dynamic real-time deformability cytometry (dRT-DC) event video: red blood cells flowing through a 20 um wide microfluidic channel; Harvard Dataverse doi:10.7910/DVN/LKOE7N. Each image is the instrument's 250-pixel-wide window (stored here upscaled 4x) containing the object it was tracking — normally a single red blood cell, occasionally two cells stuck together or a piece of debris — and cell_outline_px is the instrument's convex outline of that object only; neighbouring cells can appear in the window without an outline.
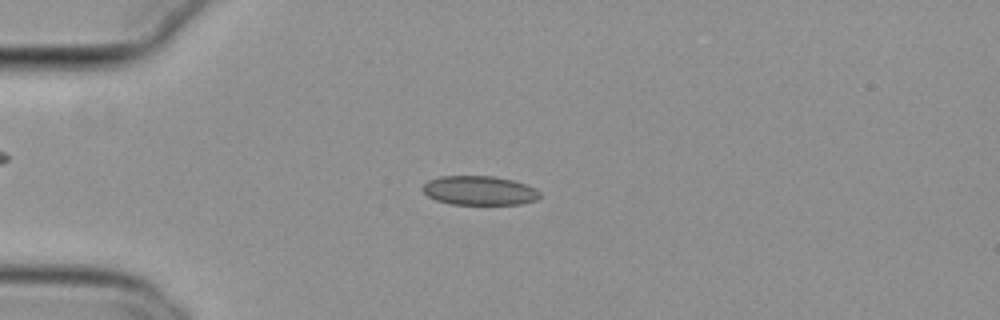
{"species": "common noctule bat (a hibernating species)", "species_latin": "Nyctalus noctula", "temperature_condition": "cold", "stored_images_in_passage": 54, "camera_frame_rate_fps": 3000, "um_per_image_px": 0.085, "animal": {"sex": "female", "body_mass_g": 29.2, "forearm_length_mm": 56.3}, "frame": {"image": 1, "passage_image": 14, "time_ms": 4.333, "image_size_px": [1000, 320], "cell_outline_px": [[540, 196], [536, 200], [520, 204], [448, 204], [436, 200], [428, 196], [420, 188], [428, 180], [440, 176], [492, 176], [512, 180], [528, 184], [536, 188], [540, 192]], "centroid_in_image_um": [40.74, 16.19], "position_along_channel_um": 44.3, "area_um2": 20.06}}
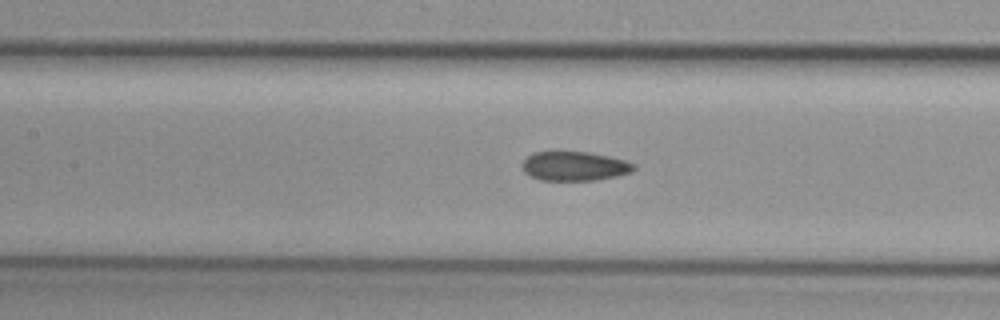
{"frame": {"image": 2, "passage_image": 25, "time_ms": 8.0, "image_size_px": [1000, 320], "cell_outline_px": [[636, 168], [632, 172], [616, 176], [596, 180], [540, 180], [524, 172], [520, 164], [532, 152], [588, 152], [608, 156], [624, 160], [636, 164]], "centroid_in_image_um": [48.83, 14.12], "position_along_channel_um": 158.6, "area_um2": 19.02}}
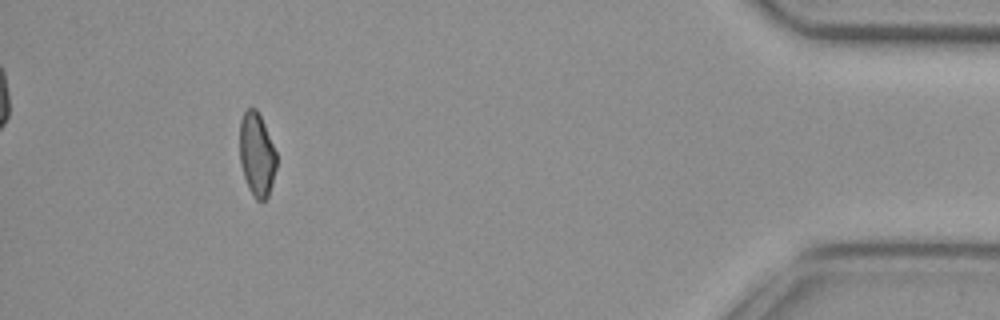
{"frame": {"image": 3, "passage_image": 50, "time_ms": 16.333, "image_size_px": [1000, 320], "cell_outline_px": [[276, 168], [272, 184], [268, 196], [264, 200], [256, 200], [252, 196], [248, 188], [240, 164], [240, 120], [244, 112], [248, 108], [256, 108], [264, 124], [276, 152]], "centroid_in_image_um": [21.82, 13.15], "position_along_channel_um": 413.4, "area_um2": 17.86}, "authors_computed_cell_mechanics": {"area_um2": 19.5364, "velocity_mm_per_s": 3.7954, "shape_relaxation_time_tau1_ms": 8.1023, "shape_relaxation_time_tau2_ms": 4.596, "deformation_change_tau1": 0.1257, "deformation_change_tau2": 0.0863}}